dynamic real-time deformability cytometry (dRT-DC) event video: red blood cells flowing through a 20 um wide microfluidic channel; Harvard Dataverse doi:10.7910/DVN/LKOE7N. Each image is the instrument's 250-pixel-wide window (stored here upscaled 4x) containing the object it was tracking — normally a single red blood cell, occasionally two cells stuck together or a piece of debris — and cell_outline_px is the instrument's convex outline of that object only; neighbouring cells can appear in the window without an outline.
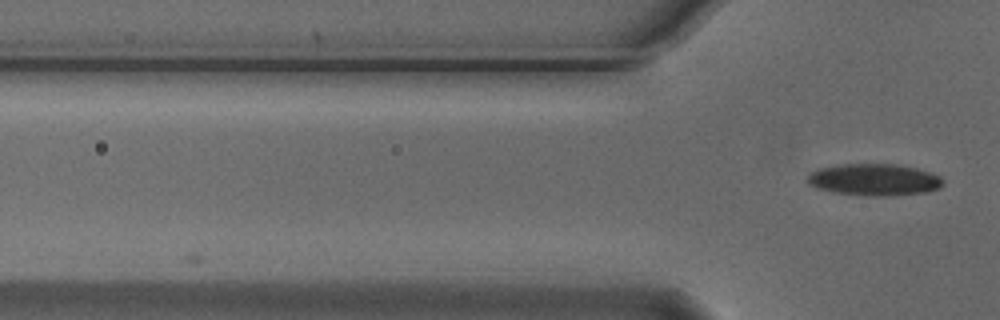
{"species": "Egyptian fruit bat (a non-hibernating species)", "species_latin": "Rousettus aegyptiacus", "temperature_condition": "cold", "stored_images_in_passage": 3, "camera_frame_rate_fps": 3000, "um_per_image_px": 0.085, "animal": {"sex": "male"}, "frame": {"image": 1, "passage_image": 3, "time_ms": 0.667, "image_size_px": [1000, 320], "cell_outline_px": [[944, 184], [940, 188], [928, 192], [888, 196], [872, 196], [832, 192], [816, 188], [808, 184], [808, 176], [816, 168], [840, 164], [900, 164], [916, 168], [940, 176], [944, 180]], "centroid_in_image_um": [74.32, 15.27], "position_along_channel_um": 51.5, "area_um2": 25.37}}